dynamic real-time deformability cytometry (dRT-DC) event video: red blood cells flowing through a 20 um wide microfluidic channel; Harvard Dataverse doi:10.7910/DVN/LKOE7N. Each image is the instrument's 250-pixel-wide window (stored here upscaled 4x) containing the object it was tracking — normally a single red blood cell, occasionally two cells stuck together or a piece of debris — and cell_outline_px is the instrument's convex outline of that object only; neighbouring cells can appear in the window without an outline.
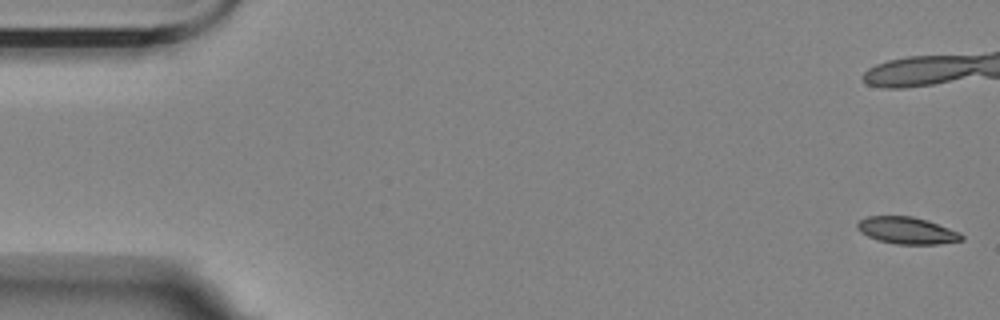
{"species": "Egyptian fruit bat (a non-hibernating species)", "species_latin": "Rousettus aegyptiacus", "temperature_condition": "room temperature", "stored_images_in_passage": 47, "camera_frame_rate_fps": 3000, "um_per_image_px": 0.085, "animal": {"sex": "female"}, "frame": {"image": 1, "passage_image": 1, "time_ms": 0.0, "image_size_px": [1000, 320], "cell_outline_px": [[964, 240], [940, 244], [896, 244], [876, 240], [860, 232], [856, 228], [856, 224], [860, 220], [868, 216], [912, 216], [928, 220], [960, 232], [964, 236]], "centroid_in_image_um": [77.1, 19.59], "position_along_channel_um": 7.9, "area_um2": 16.53}}